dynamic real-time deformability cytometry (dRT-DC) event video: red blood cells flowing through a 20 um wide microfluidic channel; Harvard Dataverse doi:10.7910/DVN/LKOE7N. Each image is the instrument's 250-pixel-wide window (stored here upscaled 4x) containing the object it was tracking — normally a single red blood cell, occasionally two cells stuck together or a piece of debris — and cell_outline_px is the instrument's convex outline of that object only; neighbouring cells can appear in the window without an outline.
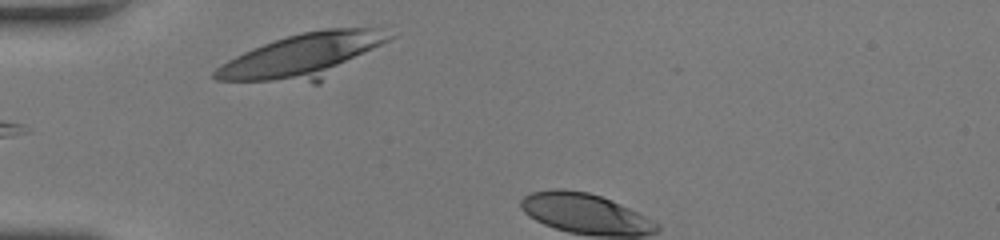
{"species": "human", "species_latin": "Homo sapiens", "temperature_condition": "room temperature", "stored_images_in_passage": 5, "camera_frame_rate_fps": 3000, "um_per_image_px": 0.085, "donor": {"sex": "female"}, "frame": {"image": 1, "passage_image": 1, "time_ms": 0.0, "image_size_px": [1000, 240], "cell_outline_px": [[400, 32], [396, 36], [320, 84], [312, 84], [216, 80], [212, 76], [212, 72], [216, 68], [228, 60], [252, 48], [288, 36], [304, 32], [324, 28], [388, 24]], "centroid_in_image_um": [25.99, 4.71], "position_along_channel_um": 59.0, "area_um2": 47.34}}
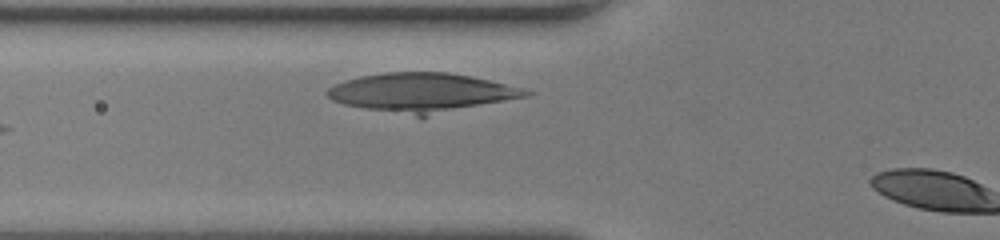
{"frame": {"image": 2, "passage_image": 4, "time_ms": 1.0, "image_size_px": [1000, 240], "cell_outline_px": [[536, 92], [528, 96], [424, 116], [416, 116], [364, 108], [344, 104], [332, 100], [324, 92], [328, 88], [344, 80], [360, 76], [384, 72], [448, 72], [488, 80], [524, 88]], "centroid_in_image_um": [35.82, 7.85], "position_along_channel_um": 90.0, "area_um2": 44.51}}